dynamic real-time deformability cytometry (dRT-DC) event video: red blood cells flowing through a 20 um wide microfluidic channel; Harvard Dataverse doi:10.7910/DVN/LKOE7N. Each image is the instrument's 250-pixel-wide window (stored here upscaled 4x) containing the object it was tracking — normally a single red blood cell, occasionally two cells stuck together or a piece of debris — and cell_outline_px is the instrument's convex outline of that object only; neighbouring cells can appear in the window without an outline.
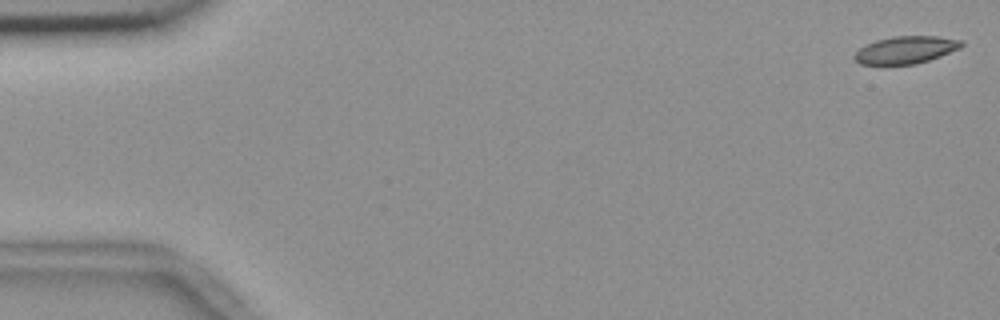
{"species": "common noctule bat (a hibernating species)", "species_latin": "Nyctalus noctula", "temperature_condition": "room temperature", "stored_images_in_passage": 55, "camera_frame_rate_fps": 3000, "um_per_image_px": 0.085, "animal": {"sex": "female", "body_mass_g": 18.4}, "frame": {"image": 1, "passage_image": 1, "time_ms": 0.0, "image_size_px": [1000, 320], "cell_outline_px": [[964, 44], [960, 48], [940, 56], [916, 64], [860, 64], [852, 56], [860, 48], [876, 40], [892, 36], [936, 36], [964, 40]], "centroid_in_image_um": [77.01, 4.23], "position_along_channel_um": 8.0, "area_um2": 16.99}}
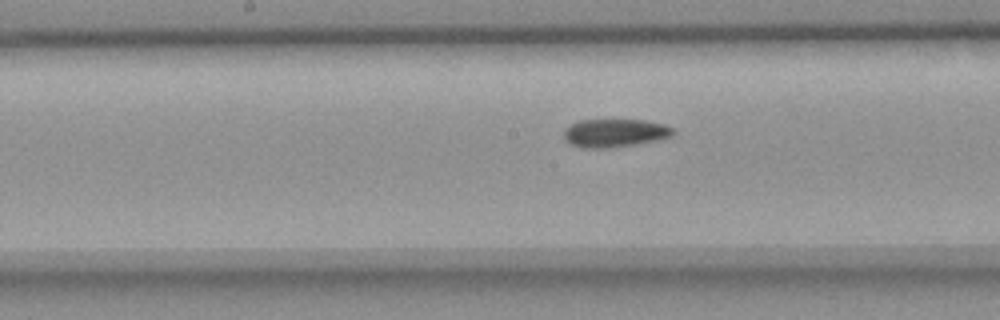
{"frame": {"image": 2, "passage_image": 28, "time_ms": 9.0, "image_size_px": [1000, 320], "cell_outline_px": [[676, 132], [672, 136], [632, 144], [608, 148], [584, 148], [568, 144], [564, 140], [564, 128], [580, 120], [644, 120], [664, 124], [672, 128]], "centroid_in_image_um": [52.2, 11.3], "position_along_channel_um": 196.0, "area_um2": 17.8}}
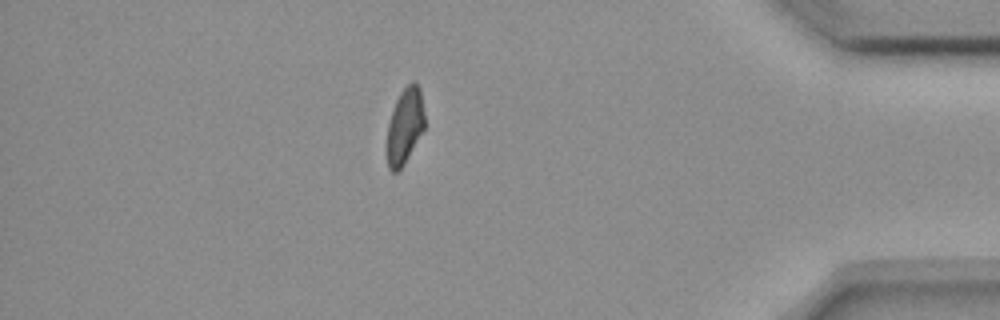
{"frame": {"image": 3, "passage_image": 48, "time_ms": 15.667, "image_size_px": [1000, 320], "cell_outline_px": [[424, 128], [404, 164], [396, 172], [392, 172], [388, 168], [388, 124], [396, 100], [400, 92], [412, 80], [420, 88], [424, 112]], "centroid_in_image_um": [34.42, 10.68], "position_along_channel_um": 400.8, "area_um2": 16.24}, "authors_computed_cell_mechanics": {"area_um2": 17.8602, "velocity_mm_per_s": 3.6682, "shape_relaxation_time_tau1_ms": null, "shape_relaxation_time_tau2_ms": 5.2099, "deformation_change_tau1": null, "deformation_change_tau2": 0.098}}